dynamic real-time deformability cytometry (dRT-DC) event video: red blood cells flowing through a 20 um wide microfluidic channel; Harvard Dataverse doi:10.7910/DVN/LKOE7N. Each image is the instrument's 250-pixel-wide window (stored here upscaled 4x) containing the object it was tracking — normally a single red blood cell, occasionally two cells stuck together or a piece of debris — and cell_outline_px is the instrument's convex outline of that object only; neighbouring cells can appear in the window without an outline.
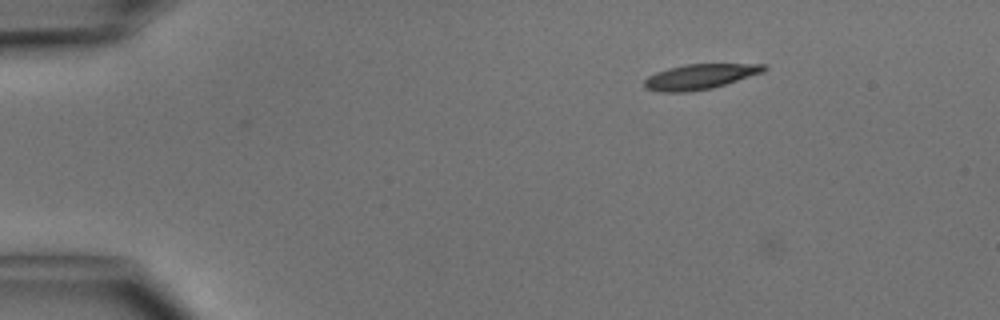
{"species": "common noctule bat (a hibernating species)", "species_latin": "Nyctalus noctula", "temperature_condition": "cold", "stored_images_in_passage": 12, "camera_frame_rate_fps": 3000, "um_per_image_px": 0.085, "animal": {"sex": "male", "body_mass_g": 15.6}, "frame": {"image": 1, "passage_image": 11, "time_ms": 3.333, "image_size_px": [1000, 320], "cell_outline_px": [[768, 68], [764, 72], [712, 88], [688, 92], [660, 92], [644, 88], [644, 80], [648, 76], [656, 72], [668, 68], [688, 64], [768, 64]], "centroid_in_image_um": [59.49, 6.51], "position_along_channel_um": 25.5, "area_um2": 17.57}}